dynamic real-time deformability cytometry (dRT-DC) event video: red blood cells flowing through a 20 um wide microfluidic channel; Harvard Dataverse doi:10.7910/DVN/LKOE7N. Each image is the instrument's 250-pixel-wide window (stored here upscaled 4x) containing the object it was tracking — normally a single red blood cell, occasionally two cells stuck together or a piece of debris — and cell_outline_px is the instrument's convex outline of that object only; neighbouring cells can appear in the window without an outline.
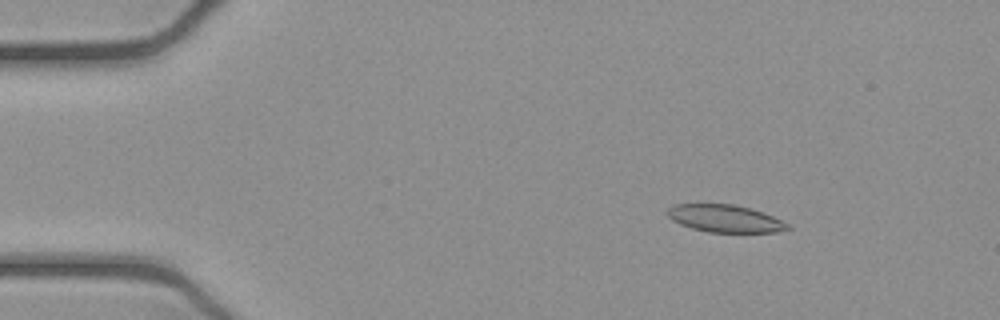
{"species": "common noctule bat (a hibernating species)", "species_latin": "Nyctalus noctula", "temperature_condition": "cold", "stored_images_in_passage": 53, "camera_frame_rate_fps": 3000, "um_per_image_px": 0.085, "animal": {"sex": "female", "body_mass_g": 21.9}, "frame": {"image": 1, "passage_image": 8, "time_ms": 2.333, "image_size_px": [1000, 320], "cell_outline_px": [[792, 228], [776, 232], [708, 232], [692, 228], [680, 224], [672, 220], [668, 216], [668, 208], [676, 204], [732, 204], [748, 208], [772, 216], [788, 224]], "centroid_in_image_um": [61.6, 18.58], "position_along_channel_um": 23.4, "area_um2": 18.9}}
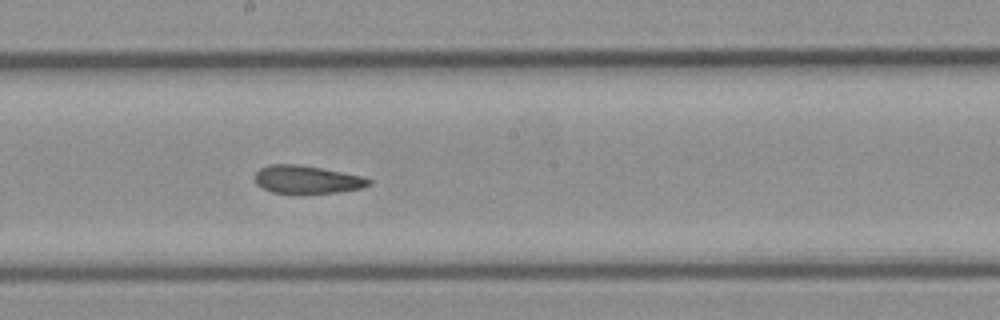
{"frame": {"image": 2, "passage_image": 29, "time_ms": 9.333, "image_size_px": [1000, 320], "cell_outline_px": [[372, 184], [360, 188], [340, 192], [300, 196], [292, 196], [272, 192], [260, 188], [256, 184], [252, 176], [260, 168], [268, 164], [300, 164], [364, 176], [372, 180]], "centroid_in_image_um": [26.04, 15.3], "position_along_channel_um": 222.2, "area_um2": 19.71}}
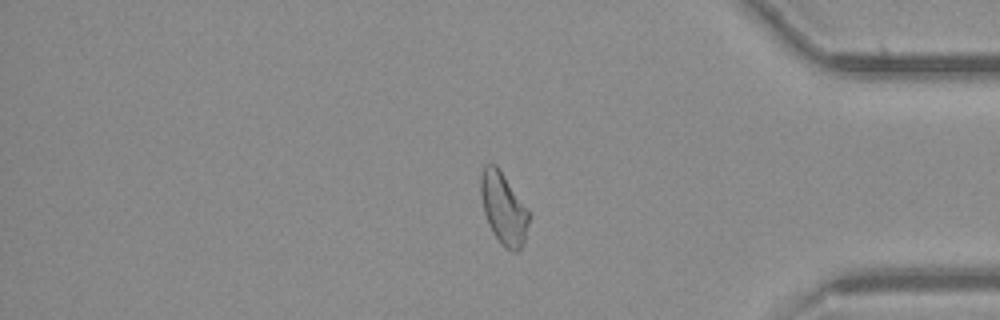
{"frame": {"image": 3, "passage_image": 44, "time_ms": 14.333, "image_size_px": [1000, 320], "cell_outline_px": [[528, 224], [524, 244], [516, 252], [512, 252], [500, 244], [492, 232], [488, 224], [484, 212], [480, 196], [480, 176], [484, 164], [496, 164], [528, 208]], "centroid_in_image_um": [42.78, 17.72], "position_along_channel_um": 392.4, "area_um2": 20.29}, "authors_computed_cell_mechanics": {"area_um2": 20.0566, "velocity_mm_per_s": 3.9166, "shape_relaxation_time_tau1_ms": null, "shape_relaxation_time_tau2_ms": 3.033, "deformation_change_tau1": null, "deformation_change_tau2": 0.0982}}